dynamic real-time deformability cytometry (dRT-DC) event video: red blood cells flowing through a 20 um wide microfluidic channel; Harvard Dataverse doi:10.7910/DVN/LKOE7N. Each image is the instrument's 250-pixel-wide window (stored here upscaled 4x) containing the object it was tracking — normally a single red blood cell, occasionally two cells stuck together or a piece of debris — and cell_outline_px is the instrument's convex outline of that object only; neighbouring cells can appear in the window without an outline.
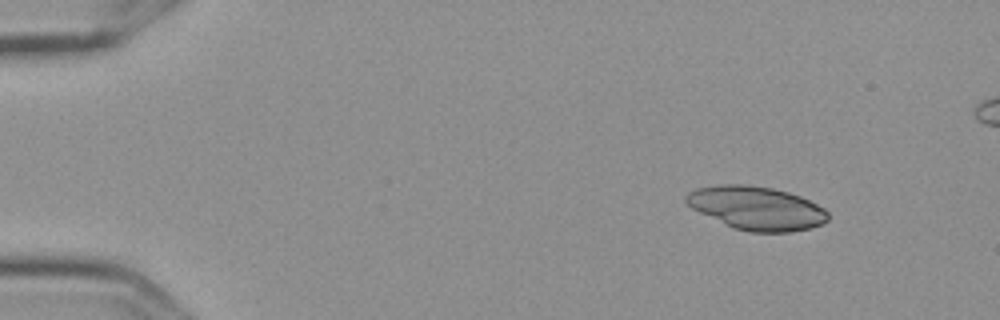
{"species": "Egyptian fruit bat (a non-hibernating species)", "species_latin": "Rousettus aegyptiacus", "temperature_condition": "cold", "stored_images_in_passage": 5, "camera_frame_rate_fps": 3000, "um_per_image_px": 0.085, "frame": {"image": 1, "passage_image": 1, "time_ms": 0.0, "image_size_px": [1000, 320], "cell_outline_px": [[828, 220], [824, 224], [812, 228], [788, 232], [752, 232], [732, 228], [692, 208], [684, 200], [684, 196], [688, 192], [696, 188], [720, 184], [744, 184], [772, 188], [788, 192], [800, 196], [824, 208], [828, 212]], "centroid_in_image_um": [64.3, 17.69], "position_along_channel_um": 20.7, "area_um2": 36.01}}